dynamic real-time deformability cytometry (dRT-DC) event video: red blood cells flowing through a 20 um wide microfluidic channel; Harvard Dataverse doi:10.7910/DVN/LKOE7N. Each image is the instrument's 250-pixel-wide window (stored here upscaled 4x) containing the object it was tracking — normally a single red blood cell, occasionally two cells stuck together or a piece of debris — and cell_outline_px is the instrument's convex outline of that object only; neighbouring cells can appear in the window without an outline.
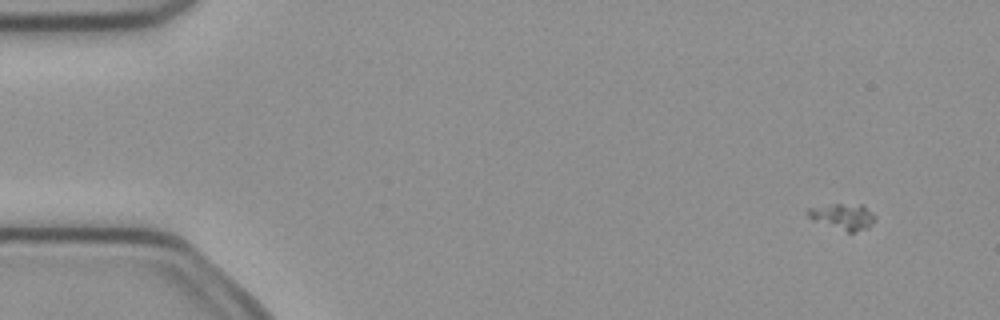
{"species": "common noctule bat (a hibernating species)", "species_latin": "Nyctalus noctula", "temperature_condition": "cold", "stored_images_in_passage": 5, "camera_frame_rate_fps": 3000, "um_per_image_px": 0.085, "animal": {"sex": "female", "body_mass_g": 21.9}, "frame": {"image": 1, "passage_image": 1, "time_ms": 0.0, "image_size_px": [1000, 320], "cell_outline_px": [[876, 216], [868, 228], [852, 232], [848, 232], [812, 220], [808, 216], [808, 208], [836, 204], [864, 204]], "centroid_in_image_um": [71.68, 18.4], "position_along_channel_um": 13.3, "area_um2": 10.06}}